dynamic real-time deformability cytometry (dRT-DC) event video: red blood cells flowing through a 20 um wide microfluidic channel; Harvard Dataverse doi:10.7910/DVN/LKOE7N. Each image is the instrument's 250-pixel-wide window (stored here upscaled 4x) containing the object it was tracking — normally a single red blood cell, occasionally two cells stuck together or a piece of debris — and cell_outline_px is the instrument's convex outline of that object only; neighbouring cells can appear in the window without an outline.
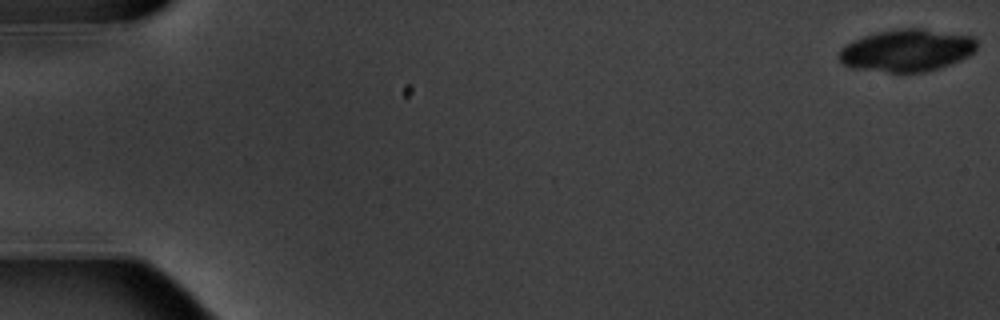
{"species": "common noctule bat (a hibernating species)", "species_latin": "Nyctalus noctula", "temperature_condition": "warm", "stored_images_in_passage": 6, "camera_frame_rate_fps": 3000, "um_per_image_px": 0.085, "animal": {"sex": "male", "body_mass_g": 20.1, "forearm_length_mm": 53.5}, "frame": {"image": 1, "passage_image": 1, "time_ms": 0.0, "image_size_px": [1000, 320], "cell_outline_px": [[976, 48], [968, 56], [960, 60], [924, 72], [888, 72], [852, 68], [844, 64], [840, 60], [840, 52], [844, 44], [852, 40], [864, 36], [880, 32], [904, 28], [924, 28], [972, 36], [976, 40]], "centroid_in_image_um": [77.07, 4.27], "position_along_channel_um": 7.9, "area_um2": 33.58}}
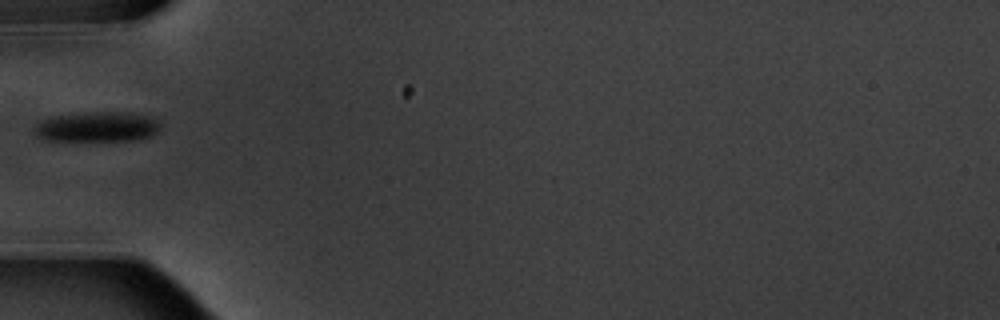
{"frame": {"image": 2, "passage_image": 6, "time_ms": 6.667, "image_size_px": [1000, 320], "cell_outline_px": [[160, 128], [152, 136], [132, 140], [44, 140], [36, 136], [36, 124], [52, 116], [88, 112], [128, 112], [148, 116], [156, 120], [160, 124]], "centroid_in_image_um": [8.28, 10.77], "position_along_channel_um": 76.7, "area_um2": 21.85}}